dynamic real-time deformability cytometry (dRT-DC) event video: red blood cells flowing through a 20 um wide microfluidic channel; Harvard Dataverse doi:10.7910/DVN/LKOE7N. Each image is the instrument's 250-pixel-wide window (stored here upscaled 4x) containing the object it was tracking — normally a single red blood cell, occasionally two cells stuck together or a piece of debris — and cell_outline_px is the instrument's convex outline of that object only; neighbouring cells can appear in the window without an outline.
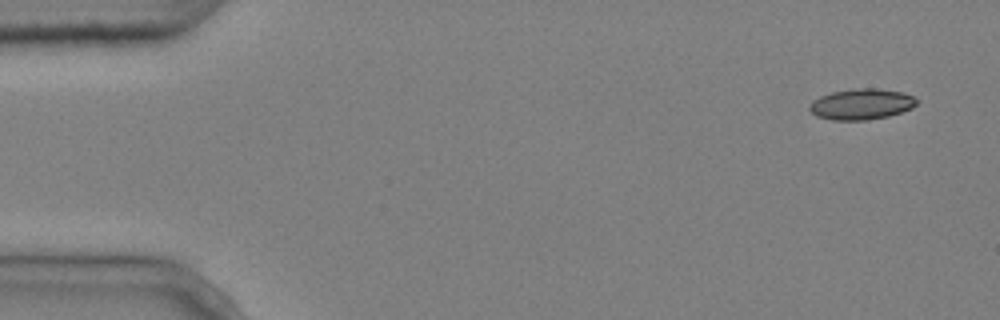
{"species": "common noctule bat (a hibernating species)", "species_latin": "Nyctalus noctula", "temperature_condition": "cold", "stored_images_in_passage": 4, "camera_frame_rate_fps": 3000, "um_per_image_px": 0.085, "animal": {"sex": "male", "body_mass_g": 20.4}, "frame": {"image": 1, "passage_image": 1, "time_ms": 0.0, "image_size_px": [1000, 320], "cell_outline_px": [[916, 104], [912, 108], [888, 116], [868, 120], [832, 120], [816, 116], [808, 108], [812, 100], [820, 96], [832, 92], [856, 88], [872, 88], [904, 92], [912, 96], [916, 100]], "centroid_in_image_um": [73.19, 8.85], "position_along_channel_um": 11.8, "area_um2": 19.19}}
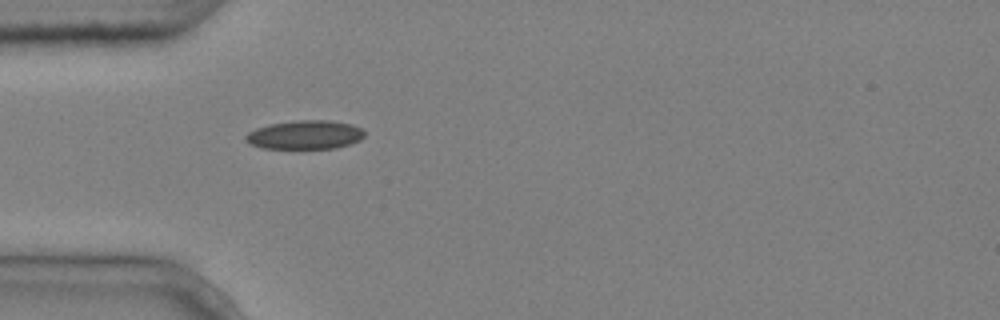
{"frame": {"image": 2, "passage_image": 4, "time_ms": 1.0, "image_size_px": [1000, 320], "cell_outline_px": [[364, 136], [360, 140], [336, 148], [264, 148], [248, 144], [244, 140], [244, 136], [248, 132], [256, 128], [268, 124], [296, 120], [328, 120], [352, 124], [360, 128], [364, 132]], "centroid_in_image_um": [25.88, 11.45], "position_along_channel_um": 59.1, "area_um2": 20.0}}